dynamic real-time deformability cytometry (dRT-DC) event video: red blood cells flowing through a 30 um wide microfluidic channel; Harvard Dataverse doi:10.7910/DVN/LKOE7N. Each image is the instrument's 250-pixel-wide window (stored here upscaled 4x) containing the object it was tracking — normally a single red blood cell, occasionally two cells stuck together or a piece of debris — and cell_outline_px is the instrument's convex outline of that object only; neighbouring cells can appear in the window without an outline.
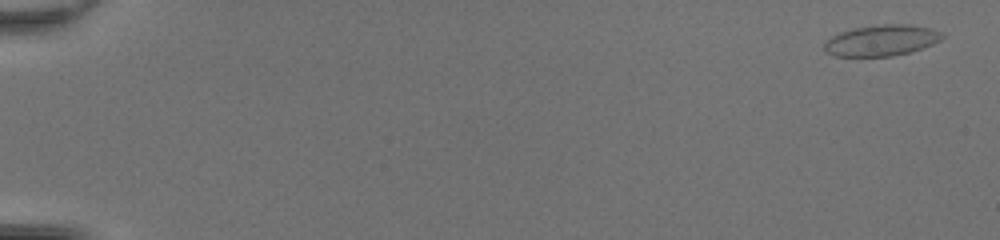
{"species": "common noctule bat (a hibernating species)", "species_latin": "Nyctalus noctula", "temperature_condition": "room temperature", "stored_images_in_passage": 50, "camera_frame_rate_fps": 3000, "um_per_image_px": 0.085, "animal": {"sex": "female", "body_mass_g": 20.0, "forearm_length_mm": 54.0}, "frame": {"image": 1, "passage_image": 2, "time_ms": 0.333, "image_size_px": [1000, 240], "cell_outline_px": [[944, 36], [940, 40], [932, 44], [908, 52], [892, 56], [836, 56], [828, 52], [824, 48], [824, 44], [832, 36], [840, 32], [856, 28], [884, 24], [904, 24], [928, 28], [940, 32]], "centroid_in_image_um": [74.91, 3.44], "position_along_channel_um": 10.1, "area_um2": 20.75}}
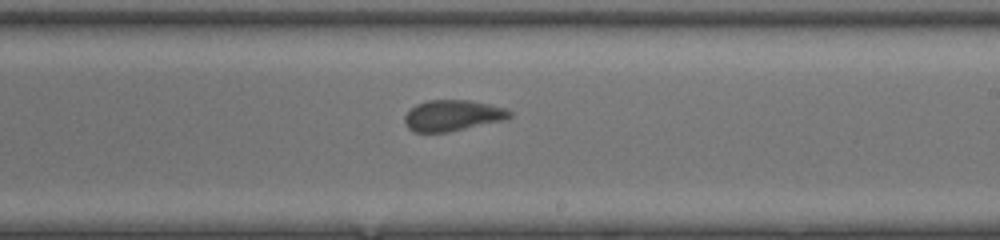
{"frame": {"image": 2, "passage_image": 32, "time_ms": 10.333, "image_size_px": [1000, 240], "cell_outline_px": [[512, 116], [508, 120], [448, 132], [416, 132], [408, 128], [404, 120], [404, 116], [416, 104], [428, 100], [468, 100], [488, 104], [504, 108], [512, 112]], "centroid_in_image_um": [38.51, 9.82], "position_along_channel_um": 250.5, "area_um2": 19.02}}
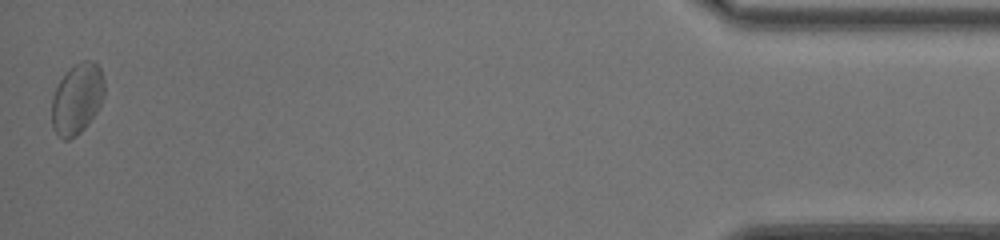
{"frame": {"image": 3, "passage_image": 50, "time_ms": 16.333, "image_size_px": [1000, 240], "cell_outline_px": [[104, 96], [96, 112], [88, 124], [76, 136], [68, 140], [64, 140], [52, 128], [52, 96], [60, 80], [76, 64], [84, 60], [92, 60], [100, 68], [104, 80]], "centroid_in_image_um": [6.55, 8.42], "position_along_channel_um": 428.6, "area_um2": 21.44}, "authors_computed_cell_mechanics": {"area_um2": 19.6809, "velocity_mm_per_s": 4.2927, "shape_relaxation_time_tau1_ms": 4.7553, "shape_relaxation_time_tau2_ms": 0.6577, "deformation_change_tau1": 0.0931, "deformation_change_tau2": 0.0482}}